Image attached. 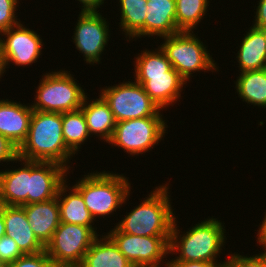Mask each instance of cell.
<instances>
[{"label":"cell","instance_id":"52a82bcc","mask_svg":"<svg viewBox=\"0 0 266 267\" xmlns=\"http://www.w3.org/2000/svg\"><path fill=\"white\" fill-rule=\"evenodd\" d=\"M95 229L97 227L60 222L45 251L56 267L80 266L98 236Z\"/></svg>","mask_w":266,"mask_h":267},{"label":"cell","instance_id":"d6986e66","mask_svg":"<svg viewBox=\"0 0 266 267\" xmlns=\"http://www.w3.org/2000/svg\"><path fill=\"white\" fill-rule=\"evenodd\" d=\"M146 5L145 37H167L180 32L176 25L175 0H150Z\"/></svg>","mask_w":266,"mask_h":267},{"label":"cell","instance_id":"83f0119b","mask_svg":"<svg viewBox=\"0 0 266 267\" xmlns=\"http://www.w3.org/2000/svg\"><path fill=\"white\" fill-rule=\"evenodd\" d=\"M136 58L134 76H158L167 75V71L172 68V64L167 59L165 53L159 47L155 51L143 50Z\"/></svg>","mask_w":266,"mask_h":267},{"label":"cell","instance_id":"7c38bea8","mask_svg":"<svg viewBox=\"0 0 266 267\" xmlns=\"http://www.w3.org/2000/svg\"><path fill=\"white\" fill-rule=\"evenodd\" d=\"M0 35V50L5 69L11 63L16 64V66L31 65L37 62L42 54V38L36 31L30 30L21 22L0 33Z\"/></svg>","mask_w":266,"mask_h":267},{"label":"cell","instance_id":"ac0fdd59","mask_svg":"<svg viewBox=\"0 0 266 267\" xmlns=\"http://www.w3.org/2000/svg\"><path fill=\"white\" fill-rule=\"evenodd\" d=\"M28 223L37 239L46 246L60 225V207L57 197L39 203L22 205Z\"/></svg>","mask_w":266,"mask_h":267},{"label":"cell","instance_id":"836d02e7","mask_svg":"<svg viewBox=\"0 0 266 267\" xmlns=\"http://www.w3.org/2000/svg\"><path fill=\"white\" fill-rule=\"evenodd\" d=\"M256 15L253 27L260 28L266 26V0H259L257 4Z\"/></svg>","mask_w":266,"mask_h":267},{"label":"cell","instance_id":"2e32d148","mask_svg":"<svg viewBox=\"0 0 266 267\" xmlns=\"http://www.w3.org/2000/svg\"><path fill=\"white\" fill-rule=\"evenodd\" d=\"M5 235L15 240L24 254H35L45 250L28 223L22 206L3 205Z\"/></svg>","mask_w":266,"mask_h":267},{"label":"cell","instance_id":"ab89813d","mask_svg":"<svg viewBox=\"0 0 266 267\" xmlns=\"http://www.w3.org/2000/svg\"><path fill=\"white\" fill-rule=\"evenodd\" d=\"M260 29L262 30V32L264 33L265 38H266V26L260 27Z\"/></svg>","mask_w":266,"mask_h":267},{"label":"cell","instance_id":"7402d4cb","mask_svg":"<svg viewBox=\"0 0 266 267\" xmlns=\"http://www.w3.org/2000/svg\"><path fill=\"white\" fill-rule=\"evenodd\" d=\"M239 47L236 60L241 72L266 68V38L260 28L251 26Z\"/></svg>","mask_w":266,"mask_h":267},{"label":"cell","instance_id":"1f68e13d","mask_svg":"<svg viewBox=\"0 0 266 267\" xmlns=\"http://www.w3.org/2000/svg\"><path fill=\"white\" fill-rule=\"evenodd\" d=\"M23 255L24 253L20 250L14 239L7 235L0 238V260L6 265L15 262Z\"/></svg>","mask_w":266,"mask_h":267},{"label":"cell","instance_id":"4dcf8cb0","mask_svg":"<svg viewBox=\"0 0 266 267\" xmlns=\"http://www.w3.org/2000/svg\"><path fill=\"white\" fill-rule=\"evenodd\" d=\"M226 260H224L225 267H266V254L262 253L250 257L234 253Z\"/></svg>","mask_w":266,"mask_h":267},{"label":"cell","instance_id":"5bb4252c","mask_svg":"<svg viewBox=\"0 0 266 267\" xmlns=\"http://www.w3.org/2000/svg\"><path fill=\"white\" fill-rule=\"evenodd\" d=\"M32 113L30 104L23 105L11 99L0 100V134L16 148L21 146L28 135Z\"/></svg>","mask_w":266,"mask_h":267},{"label":"cell","instance_id":"3957f363","mask_svg":"<svg viewBox=\"0 0 266 267\" xmlns=\"http://www.w3.org/2000/svg\"><path fill=\"white\" fill-rule=\"evenodd\" d=\"M167 184L152 190L116 227L121 232L139 236H171L175 215Z\"/></svg>","mask_w":266,"mask_h":267},{"label":"cell","instance_id":"d590c367","mask_svg":"<svg viewBox=\"0 0 266 267\" xmlns=\"http://www.w3.org/2000/svg\"><path fill=\"white\" fill-rule=\"evenodd\" d=\"M82 5L81 12H99L98 8L104 4V0H78Z\"/></svg>","mask_w":266,"mask_h":267},{"label":"cell","instance_id":"7bdbcfd3","mask_svg":"<svg viewBox=\"0 0 266 267\" xmlns=\"http://www.w3.org/2000/svg\"><path fill=\"white\" fill-rule=\"evenodd\" d=\"M214 267H225V264L222 263V264H219V265H215Z\"/></svg>","mask_w":266,"mask_h":267},{"label":"cell","instance_id":"e0dca14e","mask_svg":"<svg viewBox=\"0 0 266 267\" xmlns=\"http://www.w3.org/2000/svg\"><path fill=\"white\" fill-rule=\"evenodd\" d=\"M23 162L19 169L0 171V197L3 205L22 206L28 204L29 178L31 175V160L20 157L16 163Z\"/></svg>","mask_w":266,"mask_h":267},{"label":"cell","instance_id":"8d00e7d4","mask_svg":"<svg viewBox=\"0 0 266 267\" xmlns=\"http://www.w3.org/2000/svg\"><path fill=\"white\" fill-rule=\"evenodd\" d=\"M260 228L258 230V234H257V242L259 243V246H263L262 249L264 250V252H262V254H266V212H265V217L262 221V223L259 225Z\"/></svg>","mask_w":266,"mask_h":267},{"label":"cell","instance_id":"7a4b0ae2","mask_svg":"<svg viewBox=\"0 0 266 267\" xmlns=\"http://www.w3.org/2000/svg\"><path fill=\"white\" fill-rule=\"evenodd\" d=\"M175 217L169 243L170 254L180 252L170 261H202L215 265L224 263L216 260L226 242L225 226L216 218H207L180 234ZM224 226V227H223ZM180 235V236H179Z\"/></svg>","mask_w":266,"mask_h":267},{"label":"cell","instance_id":"44dd1931","mask_svg":"<svg viewBox=\"0 0 266 267\" xmlns=\"http://www.w3.org/2000/svg\"><path fill=\"white\" fill-rule=\"evenodd\" d=\"M98 235L79 267H134L107 234Z\"/></svg>","mask_w":266,"mask_h":267},{"label":"cell","instance_id":"f546056e","mask_svg":"<svg viewBox=\"0 0 266 267\" xmlns=\"http://www.w3.org/2000/svg\"><path fill=\"white\" fill-rule=\"evenodd\" d=\"M7 267H56L47 255L46 251L35 254H24L15 262L7 265Z\"/></svg>","mask_w":266,"mask_h":267},{"label":"cell","instance_id":"6da1fadb","mask_svg":"<svg viewBox=\"0 0 266 267\" xmlns=\"http://www.w3.org/2000/svg\"><path fill=\"white\" fill-rule=\"evenodd\" d=\"M62 131L61 113L33 110L28 135L18 148V157L56 162L69 170L67 164L75 154L66 146Z\"/></svg>","mask_w":266,"mask_h":267},{"label":"cell","instance_id":"9a60e30c","mask_svg":"<svg viewBox=\"0 0 266 267\" xmlns=\"http://www.w3.org/2000/svg\"><path fill=\"white\" fill-rule=\"evenodd\" d=\"M134 77V81L143 86L145 92L160 109L173 106V103L181 97L182 88L187 83L173 67L167 71V75Z\"/></svg>","mask_w":266,"mask_h":267},{"label":"cell","instance_id":"4fadbf2b","mask_svg":"<svg viewBox=\"0 0 266 267\" xmlns=\"http://www.w3.org/2000/svg\"><path fill=\"white\" fill-rule=\"evenodd\" d=\"M67 172L68 169L59 163L31 160L28 204L57 197L59 187L67 178Z\"/></svg>","mask_w":266,"mask_h":267},{"label":"cell","instance_id":"d4e9b609","mask_svg":"<svg viewBox=\"0 0 266 267\" xmlns=\"http://www.w3.org/2000/svg\"><path fill=\"white\" fill-rule=\"evenodd\" d=\"M121 9L120 28L125 38L144 37V24L147 14V0H119ZM137 37V38H136Z\"/></svg>","mask_w":266,"mask_h":267},{"label":"cell","instance_id":"603a6c76","mask_svg":"<svg viewBox=\"0 0 266 267\" xmlns=\"http://www.w3.org/2000/svg\"><path fill=\"white\" fill-rule=\"evenodd\" d=\"M66 181L67 179L61 184L57 194L60 222L94 227V221L96 220L87 209L81 193L74 186L68 187ZM69 190L71 191L68 192ZM66 192L69 194L66 195Z\"/></svg>","mask_w":266,"mask_h":267},{"label":"cell","instance_id":"484cf974","mask_svg":"<svg viewBox=\"0 0 266 267\" xmlns=\"http://www.w3.org/2000/svg\"><path fill=\"white\" fill-rule=\"evenodd\" d=\"M62 128L66 146L74 154L81 149V144H84L88 137H92L81 109L62 113Z\"/></svg>","mask_w":266,"mask_h":267},{"label":"cell","instance_id":"f35d334b","mask_svg":"<svg viewBox=\"0 0 266 267\" xmlns=\"http://www.w3.org/2000/svg\"><path fill=\"white\" fill-rule=\"evenodd\" d=\"M5 66H4V61H3V57L1 54V50H0V78L1 76H3L4 72H5Z\"/></svg>","mask_w":266,"mask_h":267},{"label":"cell","instance_id":"b9f144b4","mask_svg":"<svg viewBox=\"0 0 266 267\" xmlns=\"http://www.w3.org/2000/svg\"><path fill=\"white\" fill-rule=\"evenodd\" d=\"M2 207H3V203H2V200H1V197H0V213H1Z\"/></svg>","mask_w":266,"mask_h":267},{"label":"cell","instance_id":"30bf717a","mask_svg":"<svg viewBox=\"0 0 266 267\" xmlns=\"http://www.w3.org/2000/svg\"><path fill=\"white\" fill-rule=\"evenodd\" d=\"M107 234L113 239L119 250L134 267L167 266L166 261L163 259L167 257L166 255L170 254L169 243L171 236H139L127 234L121 232L116 226Z\"/></svg>","mask_w":266,"mask_h":267},{"label":"cell","instance_id":"5b68a950","mask_svg":"<svg viewBox=\"0 0 266 267\" xmlns=\"http://www.w3.org/2000/svg\"><path fill=\"white\" fill-rule=\"evenodd\" d=\"M40 80L33 110L62 114L81 108L86 94L70 71L46 72Z\"/></svg>","mask_w":266,"mask_h":267},{"label":"cell","instance_id":"277c9868","mask_svg":"<svg viewBox=\"0 0 266 267\" xmlns=\"http://www.w3.org/2000/svg\"><path fill=\"white\" fill-rule=\"evenodd\" d=\"M124 174L91 172L73 186L81 193L84 203L94 220L114 214L130 196L131 184ZM96 217V218H95Z\"/></svg>","mask_w":266,"mask_h":267},{"label":"cell","instance_id":"f1b7e54d","mask_svg":"<svg viewBox=\"0 0 266 267\" xmlns=\"http://www.w3.org/2000/svg\"><path fill=\"white\" fill-rule=\"evenodd\" d=\"M19 0H0V33L20 23L16 11ZM16 15V16H15Z\"/></svg>","mask_w":266,"mask_h":267},{"label":"cell","instance_id":"8992f818","mask_svg":"<svg viewBox=\"0 0 266 267\" xmlns=\"http://www.w3.org/2000/svg\"><path fill=\"white\" fill-rule=\"evenodd\" d=\"M193 33L180 31L179 33L162 37L164 43L159 45L172 67L186 81H190L191 74L196 71L200 72L202 70L206 72L211 70L212 72H218L219 69L206 49V45Z\"/></svg>","mask_w":266,"mask_h":267},{"label":"cell","instance_id":"60d3db41","mask_svg":"<svg viewBox=\"0 0 266 267\" xmlns=\"http://www.w3.org/2000/svg\"><path fill=\"white\" fill-rule=\"evenodd\" d=\"M0 267H7V265L3 261L0 260Z\"/></svg>","mask_w":266,"mask_h":267},{"label":"cell","instance_id":"e575fe53","mask_svg":"<svg viewBox=\"0 0 266 267\" xmlns=\"http://www.w3.org/2000/svg\"><path fill=\"white\" fill-rule=\"evenodd\" d=\"M214 263L202 261H167L166 267H214Z\"/></svg>","mask_w":266,"mask_h":267},{"label":"cell","instance_id":"cb8c5ba5","mask_svg":"<svg viewBox=\"0 0 266 267\" xmlns=\"http://www.w3.org/2000/svg\"><path fill=\"white\" fill-rule=\"evenodd\" d=\"M235 89L242 101L258 107H266V68L240 72Z\"/></svg>","mask_w":266,"mask_h":267},{"label":"cell","instance_id":"4316f807","mask_svg":"<svg viewBox=\"0 0 266 267\" xmlns=\"http://www.w3.org/2000/svg\"><path fill=\"white\" fill-rule=\"evenodd\" d=\"M209 0H175L176 25L179 31L193 32L208 11Z\"/></svg>","mask_w":266,"mask_h":267},{"label":"cell","instance_id":"9c48e42d","mask_svg":"<svg viewBox=\"0 0 266 267\" xmlns=\"http://www.w3.org/2000/svg\"><path fill=\"white\" fill-rule=\"evenodd\" d=\"M100 95L108 103L116 122L150 116H163L160 107L136 81L102 88Z\"/></svg>","mask_w":266,"mask_h":267},{"label":"cell","instance_id":"ba28073f","mask_svg":"<svg viewBox=\"0 0 266 267\" xmlns=\"http://www.w3.org/2000/svg\"><path fill=\"white\" fill-rule=\"evenodd\" d=\"M166 120L162 116H150L116 122L111 146H118L126 153L135 156L154 148L165 137Z\"/></svg>","mask_w":266,"mask_h":267},{"label":"cell","instance_id":"d6a6232c","mask_svg":"<svg viewBox=\"0 0 266 267\" xmlns=\"http://www.w3.org/2000/svg\"><path fill=\"white\" fill-rule=\"evenodd\" d=\"M18 148H16L6 137L0 134V163L16 161Z\"/></svg>","mask_w":266,"mask_h":267},{"label":"cell","instance_id":"8fae6325","mask_svg":"<svg viewBox=\"0 0 266 267\" xmlns=\"http://www.w3.org/2000/svg\"><path fill=\"white\" fill-rule=\"evenodd\" d=\"M74 30L76 49L88 64L100 63L101 54L109 41V22L100 12H80Z\"/></svg>","mask_w":266,"mask_h":267},{"label":"cell","instance_id":"ffe728a7","mask_svg":"<svg viewBox=\"0 0 266 267\" xmlns=\"http://www.w3.org/2000/svg\"><path fill=\"white\" fill-rule=\"evenodd\" d=\"M87 96L80 109L85 116L88 131L90 135L98 136L100 137L99 139L108 143L116 126L114 115L101 95H99V98L93 99V101L90 100L89 103L87 102L89 98Z\"/></svg>","mask_w":266,"mask_h":267},{"label":"cell","instance_id":"74e56055","mask_svg":"<svg viewBox=\"0 0 266 267\" xmlns=\"http://www.w3.org/2000/svg\"><path fill=\"white\" fill-rule=\"evenodd\" d=\"M5 235V222L3 219V207L0 213V238Z\"/></svg>","mask_w":266,"mask_h":267}]
</instances>
